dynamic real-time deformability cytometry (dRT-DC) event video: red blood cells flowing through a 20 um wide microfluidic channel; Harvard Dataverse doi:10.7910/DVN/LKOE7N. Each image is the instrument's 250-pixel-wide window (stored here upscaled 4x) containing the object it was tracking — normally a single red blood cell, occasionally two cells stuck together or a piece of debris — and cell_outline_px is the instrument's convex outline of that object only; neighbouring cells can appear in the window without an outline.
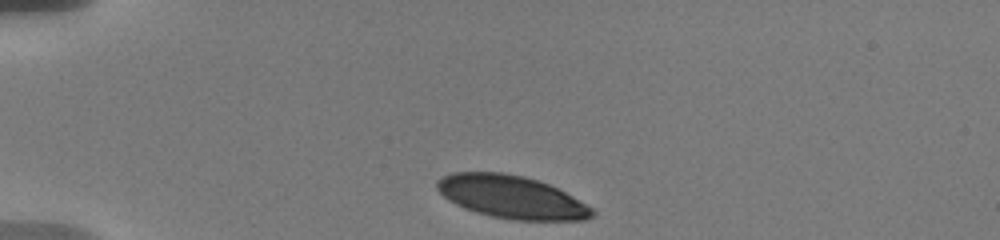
{"species": "human", "species_latin": "Homo sapiens", "temperature_condition": "warm", "stored_images_in_passage": 9, "camera_frame_rate_fps": 3000, "um_per_image_px": 0.085, "donor": {"sex": "male"}, "frame": {"image": 1, "passage_image": 1, "time_ms": 0.0, "image_size_px": [1000, 240], "cell_outline_px": [[596, 212], [592, 216], [584, 220], [512, 220], [492, 216], [476, 212], [464, 208], [456, 204], [444, 196], [436, 188], [436, 180], [452, 172], [504, 172], [524, 176], [548, 184], [572, 196], [592, 208]], "centroid_in_image_um": [43.46, 16.74], "position_along_channel_um": 41.5, "area_um2": 38.49}}
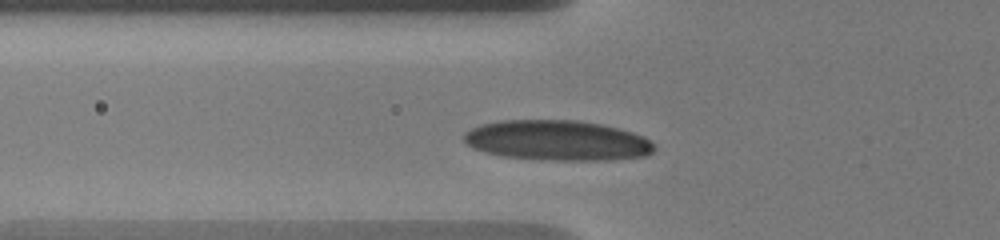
{"frame": {"image": 2, "passage_image": 6, "time_ms": 2.333, "image_size_px": [1000, 240], "cell_outline_px": [[656, 148], [648, 156], [608, 160], [552, 160], [500, 156], [484, 152], [472, 148], [464, 140], [464, 132], [480, 124], [500, 120], [580, 120], [600, 124], [632, 132], [644, 136], [656, 144]], "centroid_in_image_um": [47.38, 11.94], "position_along_channel_um": 78.4, "area_um2": 44.91}}
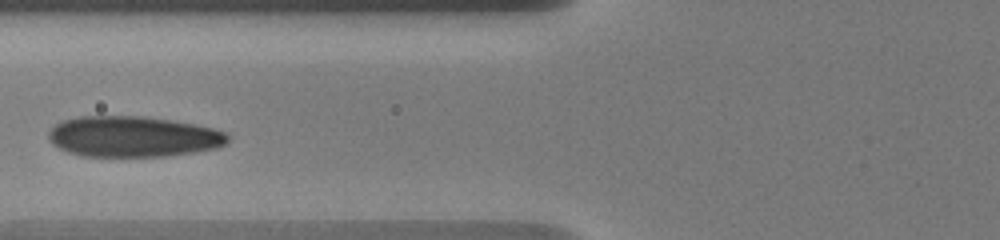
{"frame": {"image": 3, "passage_image": 8, "time_ms": 3.333, "image_size_px": [1000, 240], "cell_outline_px": [[228, 144], [216, 148], [192, 152], [164, 156], [80, 156], [68, 152], [52, 144], [48, 136], [48, 132], [56, 124], [64, 120], [80, 116], [144, 116], [172, 120], [196, 124], [212, 128], [224, 132], [228, 136]], "centroid_in_image_um": [11.31, 11.6], "position_along_channel_um": 114.5, "area_um2": 42.54}}